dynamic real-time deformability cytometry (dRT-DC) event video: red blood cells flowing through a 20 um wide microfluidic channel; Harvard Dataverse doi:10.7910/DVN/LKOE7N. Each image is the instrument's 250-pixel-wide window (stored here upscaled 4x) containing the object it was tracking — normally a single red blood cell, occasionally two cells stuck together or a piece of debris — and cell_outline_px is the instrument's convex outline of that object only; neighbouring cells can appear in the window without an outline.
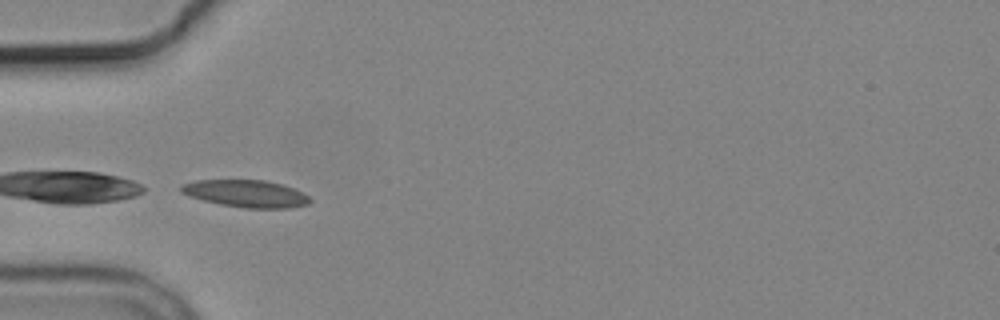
{"species": "common noctule bat (a hibernating species)", "species_latin": "Nyctalus noctula", "temperature_condition": "cold", "stored_images_in_passage": 7, "camera_frame_rate_fps": 3000, "um_per_image_px": 0.085, "animal": {"sex": "male", "body_mass_g": 19.2, "forearm_length_mm": 51.8}, "frame": {"image": 1, "passage_image": 4, "time_ms": 3.333, "image_size_px": [1000, 320], "cell_outline_px": [[312, 200], [308, 204], [288, 208], [244, 208], [220, 204], [188, 196], [180, 192], [180, 184], [196, 180], [264, 180], [280, 184], [292, 188], [308, 196]], "centroid_in_image_um": [20.86, 16.45], "position_along_channel_um": 64.1, "area_um2": 20.35}}
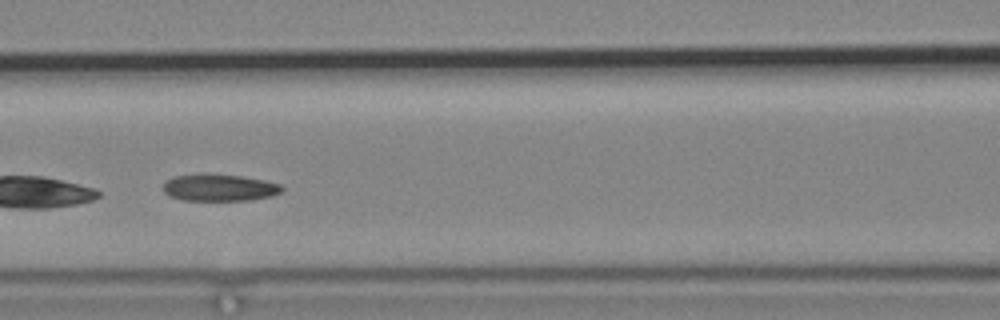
{"frame": {"image": 2, "passage_image": 6, "time_ms": 5.667, "image_size_px": [1000, 320], "cell_outline_px": [[284, 188], [280, 192], [272, 196], [252, 200], [180, 200], [168, 196], [164, 192], [164, 180], [172, 176], [200, 172], [240, 176], [264, 180], [280, 184]], "centroid_in_image_um": [18.58, 15.93], "position_along_channel_um": 148.0, "area_um2": 19.07}}
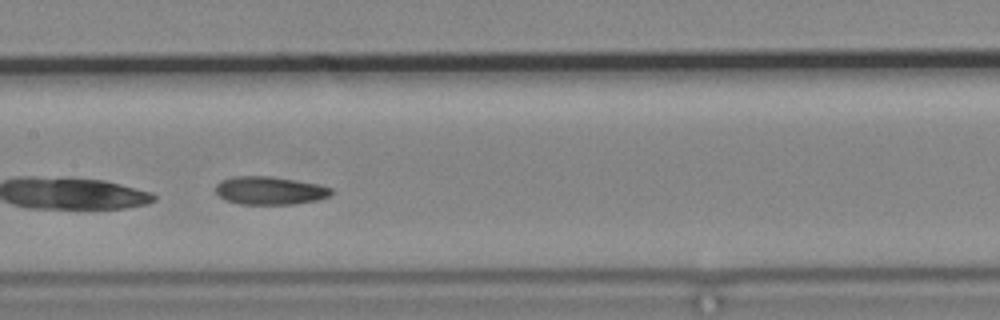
{"frame": {"image": 3, "passage_image": 7, "time_ms": 6.667, "image_size_px": [1000, 320], "cell_outline_px": [[332, 196], [316, 200], [292, 204], [240, 204], [224, 200], [216, 192], [216, 184], [220, 180], [236, 176], [272, 176], [296, 180], [316, 184], [332, 188]], "centroid_in_image_um": [22.92, 16.19], "position_along_channel_um": 184.5, "area_um2": 18.96}}